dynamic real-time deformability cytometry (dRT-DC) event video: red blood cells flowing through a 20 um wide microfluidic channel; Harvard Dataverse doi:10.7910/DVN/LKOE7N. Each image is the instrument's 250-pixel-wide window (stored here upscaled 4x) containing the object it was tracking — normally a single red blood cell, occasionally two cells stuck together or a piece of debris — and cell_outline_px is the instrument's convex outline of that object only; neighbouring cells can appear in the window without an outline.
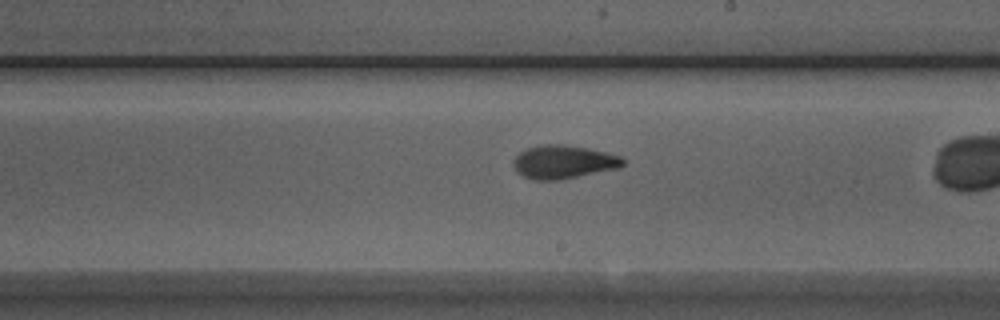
{"species": "Egyptian fruit bat (a non-hibernating species)", "species_latin": "Rousettus aegyptiacus", "temperature_condition": "room temperature", "stored_images_in_passage": 36, "camera_frame_rate_fps": 3000, "um_per_image_px": 0.085, "animal": {"sex": "male"}, "frame": {"image": 1, "passage_image": 26, "time_ms": 8.333, "image_size_px": [1000, 320], "cell_outline_px": [[624, 164], [616, 168], [560, 180], [532, 180], [516, 172], [512, 164], [512, 160], [520, 152], [528, 148], [540, 144], [564, 144], [588, 148], [620, 156], [624, 160]], "centroid_in_image_um": [47.83, 13.76], "position_along_channel_um": 241.2, "area_um2": 21.27}}